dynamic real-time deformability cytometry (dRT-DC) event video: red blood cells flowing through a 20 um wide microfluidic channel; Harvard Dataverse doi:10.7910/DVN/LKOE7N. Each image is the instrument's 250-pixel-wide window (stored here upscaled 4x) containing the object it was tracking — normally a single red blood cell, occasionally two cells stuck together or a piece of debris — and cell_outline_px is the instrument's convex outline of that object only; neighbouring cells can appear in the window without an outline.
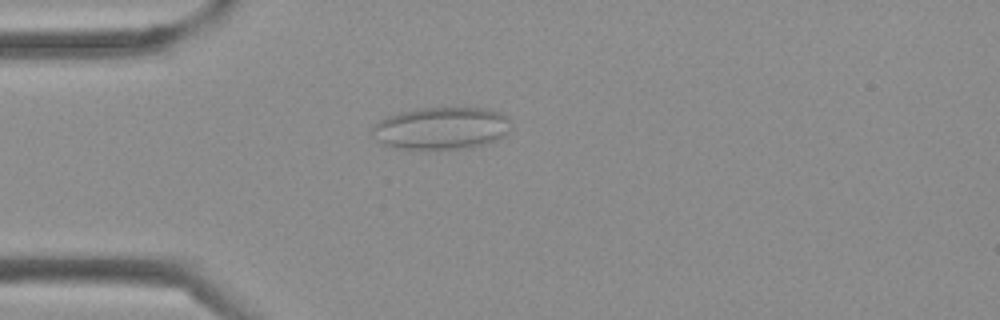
{"species": "Egyptian fruit bat (a non-hibernating species)", "species_latin": "Rousettus aegyptiacus", "temperature_condition": "cold", "stored_images_in_passage": 29, "camera_frame_rate_fps": 3000, "um_per_image_px": 0.085, "frame": {"image": 1, "passage_image": 4, "time_ms": 1.0, "image_size_px": [1000, 320], "cell_outline_px": [[512, 120], [508, 132], [504, 136], [496, 140], [472, 148], [396, 148], [384, 144], [376, 140], [372, 132], [372, 128], [380, 120], [388, 116], [400, 112], [424, 108], [488, 108], [500, 112], [508, 116]], "centroid_in_image_um": [37.57, 10.89], "position_along_channel_um": 47.4, "area_um2": 34.1}}
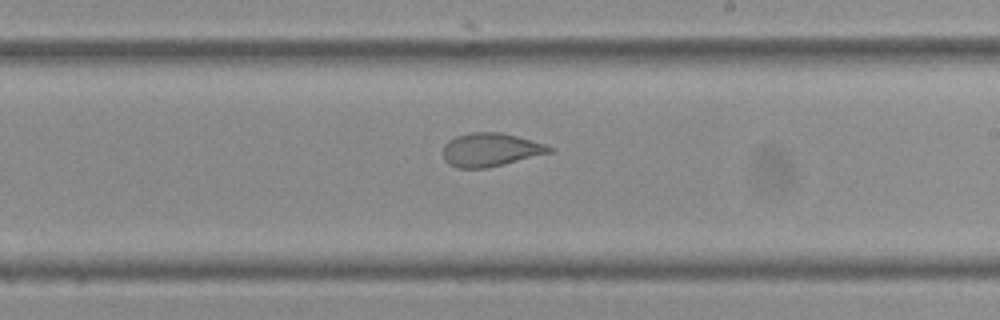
{"frame": {"image": 2, "passage_image": 17, "time_ms": 5.333, "image_size_px": [1000, 320], "cell_outline_px": [[556, 148], [552, 152], [488, 168], [456, 168], [448, 164], [444, 160], [444, 144], [448, 140], [456, 136], [472, 132], [500, 132], [516, 136], [544, 144]], "centroid_in_image_um": [41.67, 12.73], "position_along_channel_um": 247.3, "area_um2": 20.69}}
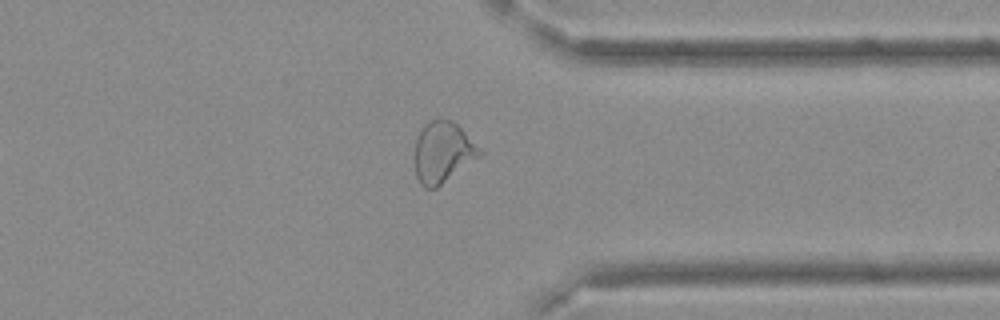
{"frame": {"image": 3, "passage_image": 25, "time_ms": 8.0, "image_size_px": [1000, 320], "cell_outline_px": [[484, 152], [480, 156], [436, 188], [424, 188], [420, 184], [416, 176], [416, 140], [424, 124], [428, 120], [440, 116], [452, 120]], "centroid_in_image_um": [37.63, 12.91], "position_along_channel_um": 373.8, "area_um2": 22.95}}